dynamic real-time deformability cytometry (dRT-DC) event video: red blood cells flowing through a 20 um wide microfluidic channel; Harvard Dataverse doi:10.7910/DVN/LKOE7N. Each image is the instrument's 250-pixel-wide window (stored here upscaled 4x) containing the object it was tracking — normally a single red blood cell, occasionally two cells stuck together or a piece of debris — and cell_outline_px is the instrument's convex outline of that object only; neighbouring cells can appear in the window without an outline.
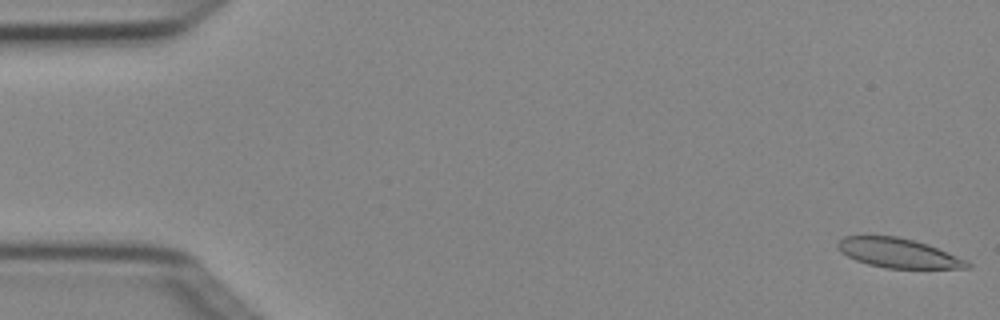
{"species": "Egyptian fruit bat (a non-hibernating species)", "species_latin": "Rousettus aegyptiacus", "temperature_condition": "cold", "stored_images_in_passage": 5, "camera_frame_rate_fps": 3000, "um_per_image_px": 0.085, "animal": {"sex": "female"}, "frame": {"image": 1, "passage_image": 1, "time_ms": 0.0, "image_size_px": [1000, 320], "cell_outline_px": [[972, 268], [884, 268], [868, 264], [856, 260], [840, 252], [836, 248], [836, 244], [844, 236], [896, 236], [928, 244], [968, 260], [972, 264]], "centroid_in_image_um": [76.37, 21.51], "position_along_channel_um": 8.6, "area_um2": 22.25}}
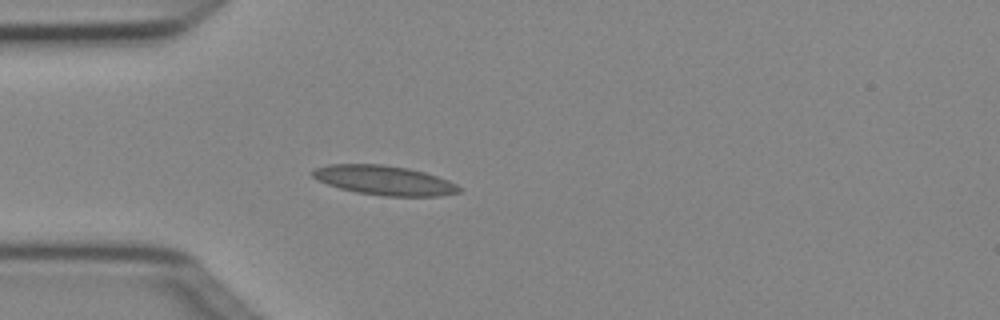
{"frame": {"image": 2, "passage_image": 5, "time_ms": 1.333, "image_size_px": [1000, 320], "cell_outline_px": [[460, 192], [440, 196], [384, 196], [356, 192], [340, 188], [316, 180], [312, 176], [312, 168], [328, 164], [384, 164], [408, 168], [424, 172], [448, 180], [456, 184], [460, 188]], "centroid_in_image_um": [32.62, 15.32], "position_along_channel_um": 52.4, "area_um2": 25.2}}